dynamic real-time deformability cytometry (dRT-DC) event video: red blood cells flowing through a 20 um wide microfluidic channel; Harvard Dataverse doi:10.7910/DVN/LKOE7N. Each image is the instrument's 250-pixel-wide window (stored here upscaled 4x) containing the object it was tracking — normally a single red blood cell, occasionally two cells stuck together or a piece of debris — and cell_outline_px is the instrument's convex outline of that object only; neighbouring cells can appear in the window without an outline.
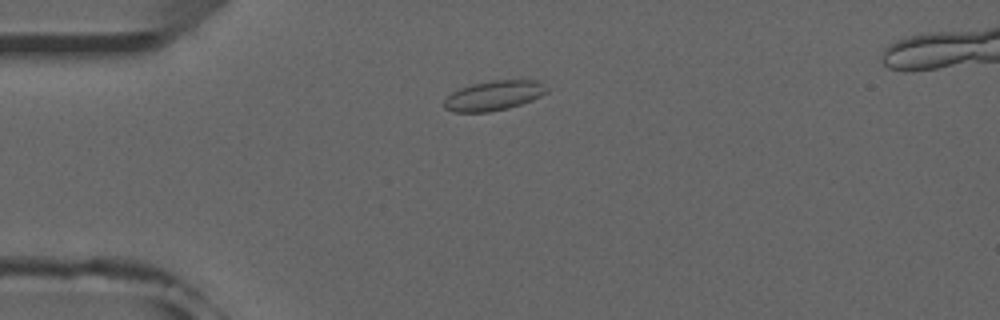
{"species": "common noctule bat (a hibernating species)", "species_latin": "Nyctalus noctula", "temperature_condition": "room temperature", "stored_images_in_passage": 50, "camera_frame_rate_fps": 3000, "um_per_image_px": 0.085, "animal": {"sex": "male", "forearm_length_mm": 52.5}, "frame": {"image": 1, "passage_image": 11, "time_ms": 3.333, "image_size_px": [1000, 320], "cell_outline_px": [[548, 92], [532, 100], [508, 108], [488, 112], [452, 112], [444, 108], [444, 100], [452, 92], [460, 88], [472, 84], [492, 80], [536, 80], [544, 84], [548, 88]], "centroid_in_image_um": [41.97, 8.12], "position_along_channel_um": 43.0, "area_um2": 17.8}}
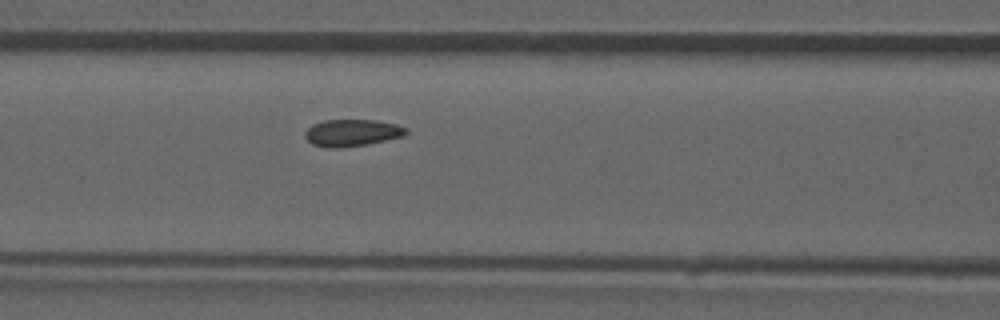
{"frame": {"image": 2, "passage_image": 20, "time_ms": 6.333, "image_size_px": [1000, 320], "cell_outline_px": [[408, 132], [404, 136], [368, 144], [312, 144], [304, 136], [304, 132], [312, 124], [324, 120], [376, 120], [396, 124], [408, 128]], "centroid_in_image_um": [30.01, 11.22], "position_along_channel_um": 136.6, "area_um2": 15.03}}
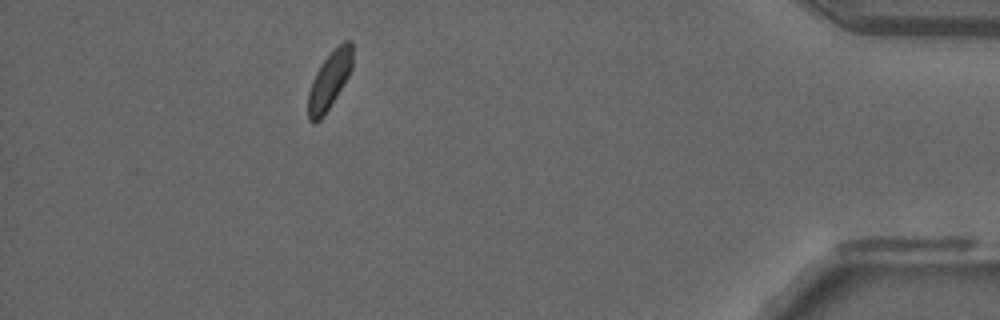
{"frame": {"image": 3, "passage_image": 45, "time_ms": 14.667, "image_size_px": [1000, 320], "cell_outline_px": [[352, 68], [348, 76], [336, 96], [320, 120], [316, 124], [312, 124], [308, 120], [308, 92], [312, 80], [320, 64], [344, 40], [352, 40]], "centroid_in_image_um": [27.98, 6.86], "position_along_channel_um": 407.2, "area_um2": 14.68}}